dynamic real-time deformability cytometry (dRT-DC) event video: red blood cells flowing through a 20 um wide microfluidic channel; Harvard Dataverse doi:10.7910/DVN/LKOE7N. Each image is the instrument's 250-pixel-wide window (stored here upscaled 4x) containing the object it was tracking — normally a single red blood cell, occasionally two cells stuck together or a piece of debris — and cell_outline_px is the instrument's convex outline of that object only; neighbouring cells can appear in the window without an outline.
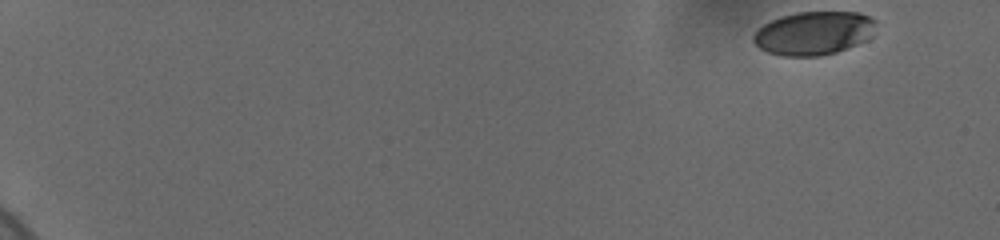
{"species": "human", "species_latin": "Homo sapiens", "temperature_condition": "cold", "stored_images_in_passage": 14, "camera_frame_rate_fps": 3000, "um_per_image_px": 0.085, "donor": {"sex": "female"}, "frame": {"image": 1, "passage_image": 1, "time_ms": 0.0, "image_size_px": [1000, 240], "cell_outline_px": [[876, 20], [872, 36], [868, 40], [836, 52], [820, 56], [780, 56], [768, 52], [760, 48], [752, 40], [752, 36], [756, 28], [780, 16], [796, 12], [860, 12]], "centroid_in_image_um": [69.16, 2.81], "position_along_channel_um": 15.8, "area_um2": 31.33}}
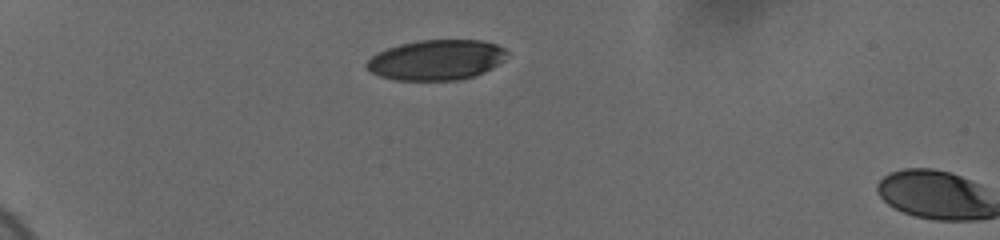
{"frame": {"image": 2, "passage_image": 11, "time_ms": 4.667, "image_size_px": [1000, 240], "cell_outline_px": [[508, 56], [504, 60], [492, 68], [484, 72], [460, 80], [396, 80], [380, 76], [372, 72], [364, 64], [376, 52], [400, 44], [420, 40], [480, 40], [496, 44], [504, 48], [508, 52]], "centroid_in_image_um": [37.11, 5.09], "position_along_channel_um": 47.9, "area_um2": 32.95}}